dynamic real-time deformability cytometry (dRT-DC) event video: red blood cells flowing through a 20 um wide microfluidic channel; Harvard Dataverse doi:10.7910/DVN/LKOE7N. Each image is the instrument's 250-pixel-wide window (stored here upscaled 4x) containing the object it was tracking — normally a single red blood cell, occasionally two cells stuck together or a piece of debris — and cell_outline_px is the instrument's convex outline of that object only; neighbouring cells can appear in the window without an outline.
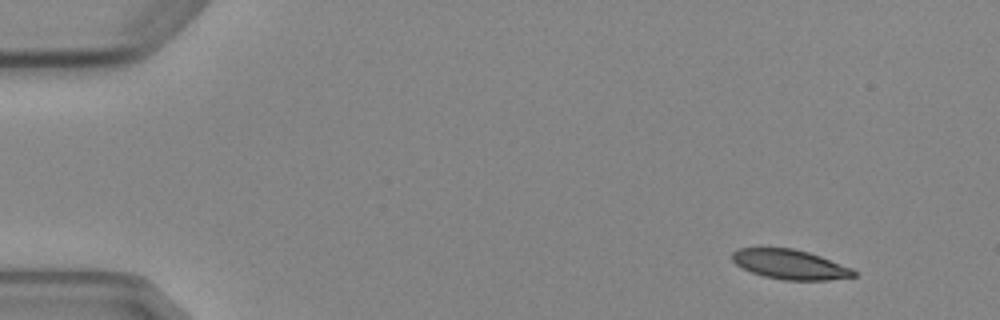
{"species": "Egyptian fruit bat (a non-hibernating species)", "species_latin": "Rousettus aegyptiacus", "temperature_condition": "cold", "stored_images_in_passage": 4, "camera_frame_rate_fps": 3000, "um_per_image_px": 0.085, "animal": {"sex": "female"}, "frame": {"image": 1, "passage_image": 1, "time_ms": 0.0, "image_size_px": [1000, 320], "cell_outline_px": [[856, 276], [828, 280], [784, 280], [764, 276], [752, 272], [736, 264], [732, 260], [732, 252], [736, 248], [792, 248], [808, 252], [820, 256], [852, 268], [856, 272]], "centroid_in_image_um": [67.15, 22.47], "position_along_channel_um": 17.9, "area_um2": 20.87}}
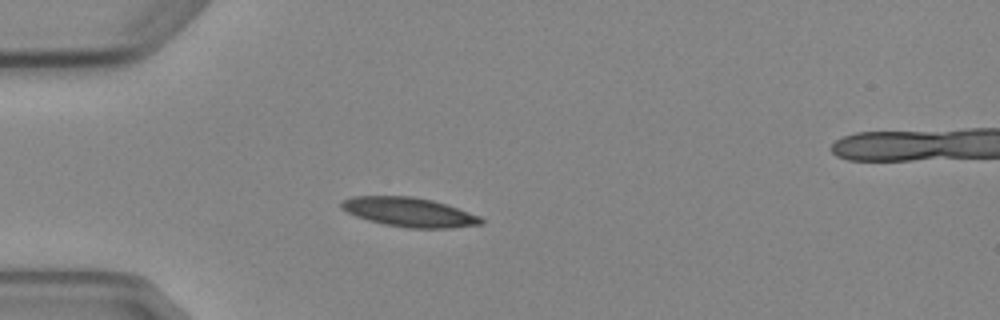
{"frame": {"image": 2, "passage_image": 3, "time_ms": 3.333, "image_size_px": [1000, 320], "cell_outline_px": [[484, 224], [452, 228], [408, 228], [384, 224], [368, 220], [356, 216], [340, 208], [340, 204], [344, 200], [352, 196], [412, 196], [432, 200], [448, 204], [480, 216], [484, 220]], "centroid_in_image_um": [34.82, 18.03], "position_along_channel_um": 50.2, "area_um2": 23.93}}